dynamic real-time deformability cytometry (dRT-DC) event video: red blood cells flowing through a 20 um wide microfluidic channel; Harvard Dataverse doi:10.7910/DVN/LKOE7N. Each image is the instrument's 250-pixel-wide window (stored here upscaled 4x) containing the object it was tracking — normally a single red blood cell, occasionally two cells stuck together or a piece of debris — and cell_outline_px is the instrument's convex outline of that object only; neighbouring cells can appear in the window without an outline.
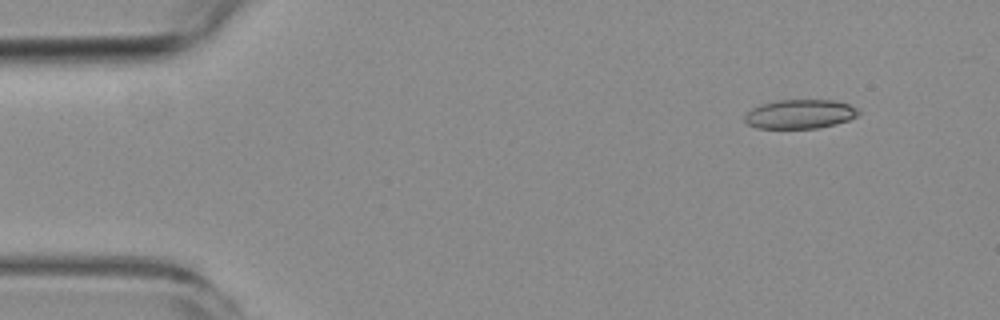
{"species": "common noctule bat (a hibernating species)", "species_latin": "Nyctalus noctula", "temperature_condition": "room temperature", "stored_images_in_passage": 5, "camera_frame_rate_fps": 3000, "um_per_image_px": 0.085, "animal": {"sex": "female", "body_mass_g": 19.3, "forearm_length_mm": 54.1}, "frame": {"image": 1, "passage_image": 1, "time_ms": 0.0, "image_size_px": [1000, 320], "cell_outline_px": [[860, 112], [856, 116], [848, 120], [836, 124], [816, 128], [756, 128], [748, 124], [744, 120], [744, 116], [752, 108], [760, 104], [776, 100], [832, 100], [848, 104], [856, 108]], "centroid_in_image_um": [67.97, 9.69], "position_along_channel_um": 17.0, "area_um2": 19.25}}
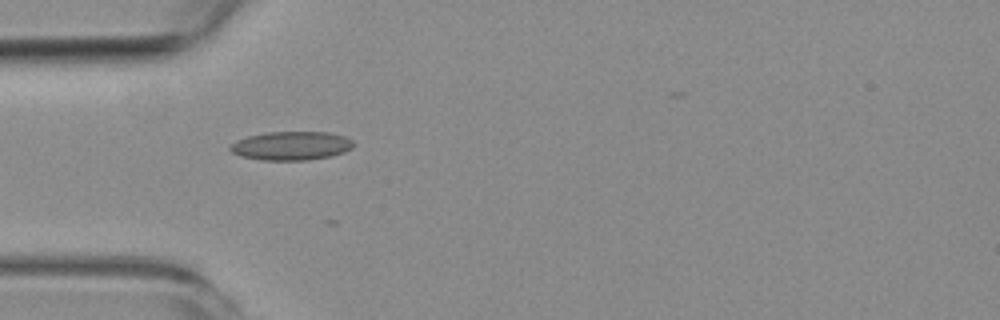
{"frame": {"image": 2, "passage_image": 4, "time_ms": 3.667, "image_size_px": [1000, 320], "cell_outline_px": [[356, 144], [352, 148], [344, 152], [328, 156], [308, 160], [260, 160], [240, 156], [232, 152], [228, 148], [236, 140], [248, 136], [268, 132], [328, 132], [344, 136], [352, 140]], "centroid_in_image_um": [24.75, 12.39], "position_along_channel_um": 60.2, "area_um2": 20.63}}
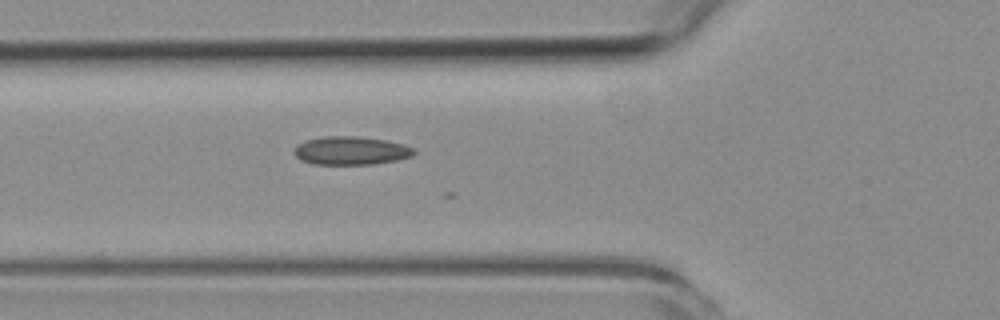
{"frame": {"image": 3, "passage_image": 5, "time_ms": 4.667, "image_size_px": [1000, 320], "cell_outline_px": [[416, 152], [412, 156], [396, 160], [372, 164], [312, 164], [296, 156], [292, 152], [296, 144], [308, 140], [324, 136], [356, 136], [388, 140], [404, 144], [412, 148]], "centroid_in_image_um": [29.83, 12.79], "position_along_channel_um": 96.0, "area_um2": 19.77}}